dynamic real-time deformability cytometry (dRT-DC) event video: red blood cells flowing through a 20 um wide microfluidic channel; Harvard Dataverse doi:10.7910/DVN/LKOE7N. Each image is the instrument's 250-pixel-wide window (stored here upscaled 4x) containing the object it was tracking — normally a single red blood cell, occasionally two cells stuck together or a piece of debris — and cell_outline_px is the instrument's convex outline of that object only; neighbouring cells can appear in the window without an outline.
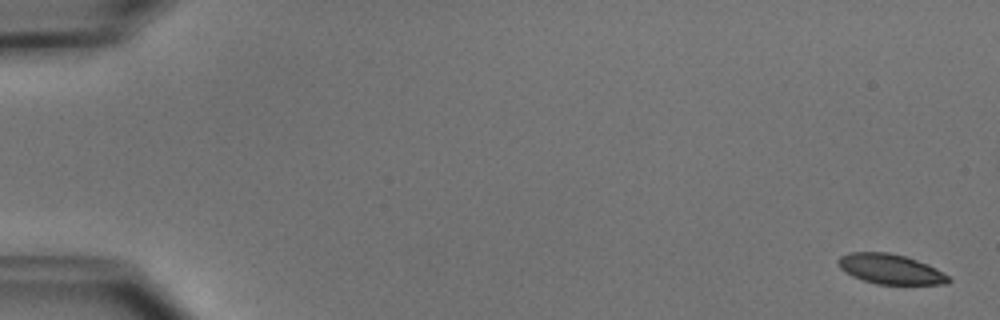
{"species": "common noctule bat (a hibernating species)", "species_latin": "Nyctalus noctula", "temperature_condition": "cold", "stored_images_in_passage": 4, "camera_frame_rate_fps": 3000, "um_per_image_px": 0.085, "animal": {"sex": "male", "body_mass_g": 15.6}, "frame": {"image": 1, "passage_image": 4, "time_ms": 3.667, "image_size_px": [1000, 320], "cell_outline_px": [[952, 280], [948, 284], [876, 284], [852, 276], [840, 268], [836, 264], [836, 260], [840, 256], [848, 252], [888, 252], [904, 256], [928, 264], [936, 268], [948, 276]], "centroid_in_image_um": [75.66, 22.86], "position_along_channel_um": 9.3, "area_um2": 19.31}}